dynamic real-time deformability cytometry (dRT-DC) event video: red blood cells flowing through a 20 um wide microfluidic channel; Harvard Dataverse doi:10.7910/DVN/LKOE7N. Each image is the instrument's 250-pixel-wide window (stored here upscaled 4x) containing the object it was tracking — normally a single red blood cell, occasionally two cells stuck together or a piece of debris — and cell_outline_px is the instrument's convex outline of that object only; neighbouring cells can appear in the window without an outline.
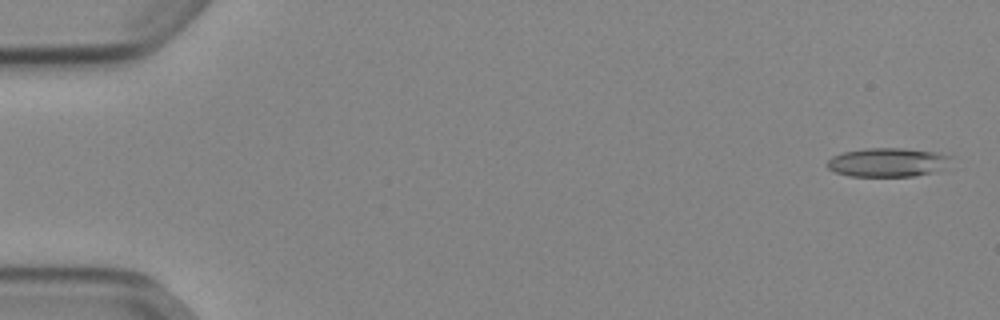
{"species": "Egyptian fruit bat (a non-hibernating species)", "species_latin": "Rousettus aegyptiacus", "temperature_condition": "cold", "stored_images_in_passage": 52, "camera_frame_rate_fps": 3000, "um_per_image_px": 0.085, "animal": {"sex": "female"}, "frame": {"image": 1, "passage_image": 1, "time_ms": 0.0, "image_size_px": [1000, 320], "cell_outline_px": [[952, 156], [932, 172], [916, 176], [848, 176], [836, 172], [828, 168], [828, 160], [832, 156], [844, 152], [864, 148], [900, 148], [936, 152]], "centroid_in_image_um": [75.34, 13.79], "position_along_channel_um": 9.7, "area_um2": 20.29}}
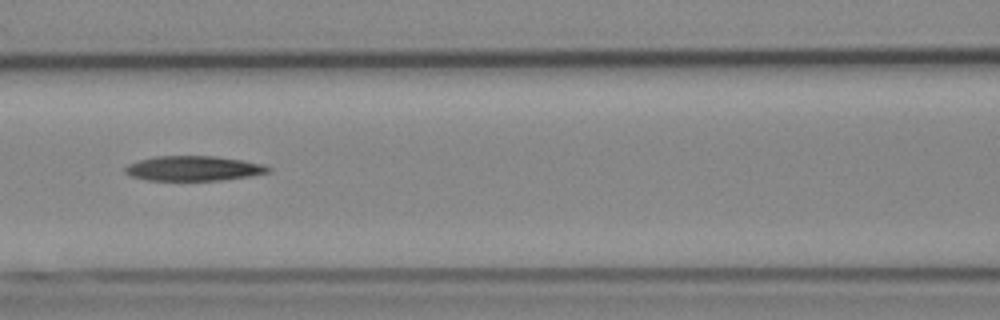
{"frame": {"image": 2, "passage_image": 23, "time_ms": 7.333, "image_size_px": [1000, 320], "cell_outline_px": [[272, 172], [248, 176], [220, 180], [148, 180], [132, 176], [124, 172], [124, 168], [128, 164], [152, 156], [216, 156], [264, 164], [272, 168]], "centroid_in_image_um": [16.46, 14.31], "position_along_channel_um": 150.1, "area_um2": 20.69}}
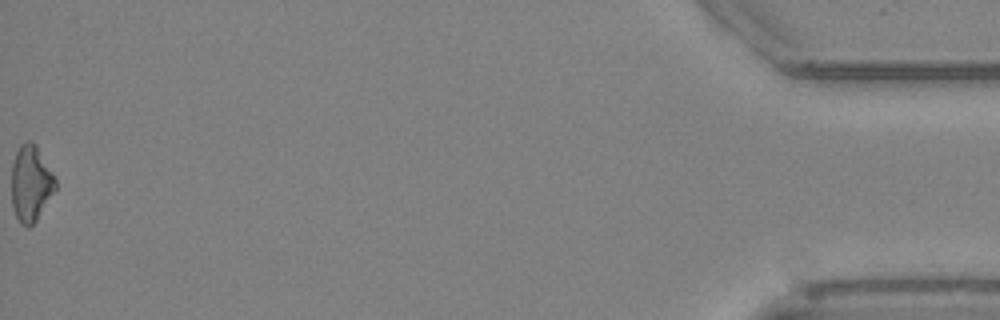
{"frame": {"image": 3, "passage_image": 52, "time_ms": 17.0, "image_size_px": [1000, 320], "cell_outline_px": [[56, 188], [36, 220], [28, 228], [20, 224], [16, 216], [12, 204], [12, 164], [16, 152], [20, 144], [28, 140], [32, 140], [36, 144], [56, 176]], "centroid_in_image_um": [2.63, 15.55], "position_along_channel_um": 432.6, "area_um2": 19.59}}